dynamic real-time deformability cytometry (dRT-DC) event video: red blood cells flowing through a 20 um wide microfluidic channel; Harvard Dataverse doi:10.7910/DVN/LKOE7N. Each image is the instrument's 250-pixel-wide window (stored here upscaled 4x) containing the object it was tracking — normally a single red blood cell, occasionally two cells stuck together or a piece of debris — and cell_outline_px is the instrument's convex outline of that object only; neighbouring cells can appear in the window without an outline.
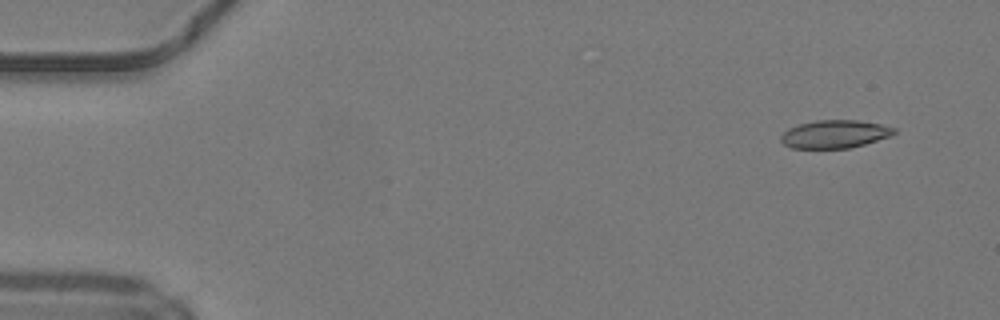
{"species": "common noctule bat (a hibernating species)", "species_latin": "Nyctalus noctula", "temperature_condition": "warm", "stored_images_in_passage": 46, "camera_frame_rate_fps": 3000, "um_per_image_px": 0.085, "animal": {"sex": "male", "body_mass_g": 19.2, "forearm_length_mm": 51.8}, "frame": {"image": 1, "passage_image": 1, "time_ms": 0.0, "image_size_px": [1000, 320], "cell_outline_px": [[896, 132], [888, 136], [864, 144], [848, 148], [792, 148], [784, 144], [780, 140], [780, 136], [788, 128], [800, 124], [816, 120], [856, 120], [880, 124], [896, 128]], "centroid_in_image_um": [70.92, 11.39], "position_along_channel_um": 14.1, "area_um2": 18.26}}
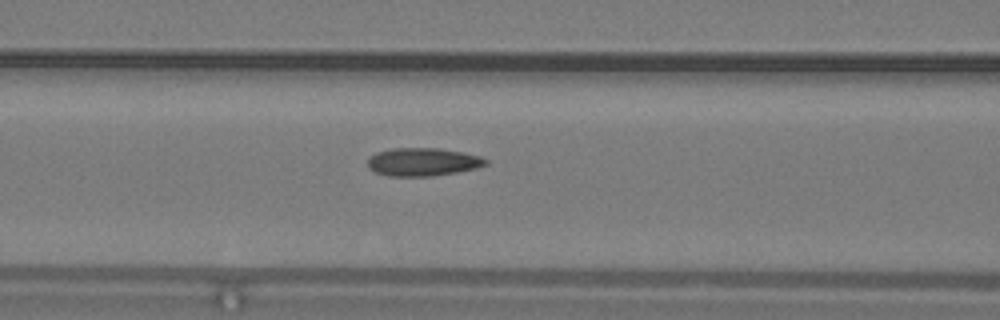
{"frame": {"image": 2, "passage_image": 18, "time_ms": 5.667, "image_size_px": [1000, 320], "cell_outline_px": [[488, 164], [476, 168], [456, 172], [432, 176], [388, 176], [376, 172], [368, 168], [368, 160], [376, 152], [392, 148], [436, 148], [460, 152], [480, 156], [488, 160]], "centroid_in_image_um": [35.93, 13.76], "position_along_channel_um": 130.7, "area_um2": 19.19}}
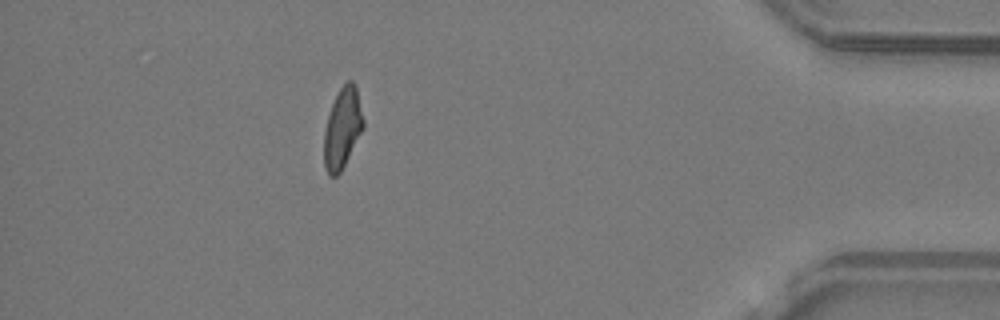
{"frame": {"image": 3, "passage_image": 41, "time_ms": 13.333, "image_size_px": [1000, 320], "cell_outline_px": [[364, 128], [340, 172], [336, 176], [328, 176], [324, 168], [324, 132], [328, 116], [332, 104], [340, 88], [348, 80], [352, 80], [356, 84], [364, 120]], "centroid_in_image_um": [29.11, 10.89], "position_along_channel_um": 406.1, "area_um2": 18.44}, "authors_computed_cell_mechanics": {"area_um2": 18.8428, "velocity_mm_per_s": 4.2377, "shape_relaxation_time_tau1_ms": null, "shape_relaxation_time_tau2_ms": 1.5741, "deformation_change_tau1": null, "deformation_change_tau2": 0.0816}}